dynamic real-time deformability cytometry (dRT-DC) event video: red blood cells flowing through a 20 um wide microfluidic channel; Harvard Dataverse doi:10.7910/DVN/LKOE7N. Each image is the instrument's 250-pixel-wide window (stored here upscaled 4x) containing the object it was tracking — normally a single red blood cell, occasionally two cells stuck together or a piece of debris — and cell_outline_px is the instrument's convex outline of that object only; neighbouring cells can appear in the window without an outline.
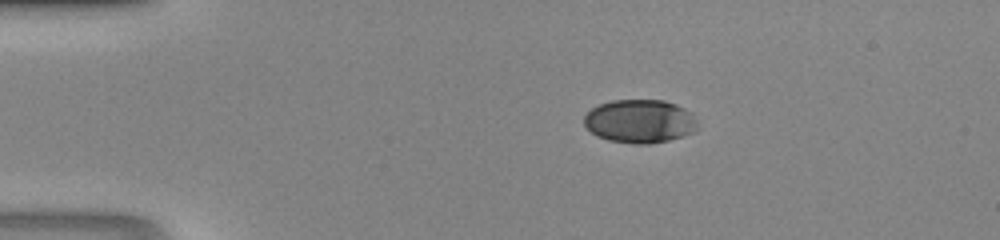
{"species": "human", "species_latin": "Homo sapiens", "temperature_condition": "room temperature", "stored_images_in_passage": 38, "camera_frame_rate_fps": 3000, "um_per_image_px": 0.085, "donor": {"sex": "male"}, "frame": {"image": 1, "passage_image": 1, "time_ms": 0.0, "image_size_px": [1000, 240], "cell_outline_px": [[696, 128], [692, 132], [668, 140], [648, 144], [636, 144], [608, 140], [596, 136], [584, 124], [584, 116], [592, 108], [600, 104], [612, 100], [664, 100], [676, 104], [692, 112], [696, 120]], "centroid_in_image_um": [54.37, 10.3], "position_along_channel_um": 30.6, "area_um2": 28.61}}
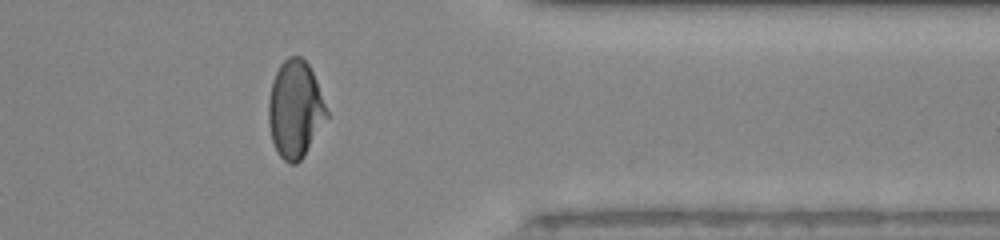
{"frame": {"image": 2, "passage_image": 30, "time_ms": 9.667, "image_size_px": [1000, 240], "cell_outline_px": [[328, 116], [304, 156], [296, 164], [288, 164], [280, 156], [272, 140], [268, 124], [268, 100], [272, 80], [280, 64], [288, 56], [300, 56], [308, 64], [316, 80], [328, 112]], "centroid_in_image_um": [25.07, 9.28], "position_along_channel_um": 386.3, "area_um2": 32.89}}
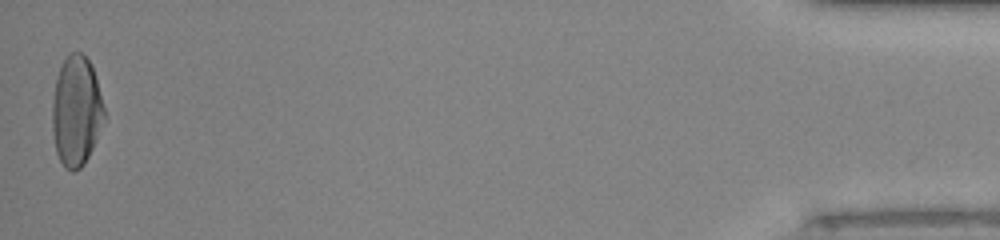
{"frame": {"image": 3, "passage_image": 38, "time_ms": 12.333, "image_size_px": [1000, 240], "cell_outline_px": [[104, 120], [92, 148], [84, 164], [80, 168], [72, 172], [64, 168], [56, 152], [52, 132], [52, 100], [56, 76], [68, 52], [80, 52], [88, 60], [92, 68], [96, 80], [104, 108]], "centroid_in_image_um": [6.45, 9.45], "position_along_channel_um": 428.7, "area_um2": 33.18}}